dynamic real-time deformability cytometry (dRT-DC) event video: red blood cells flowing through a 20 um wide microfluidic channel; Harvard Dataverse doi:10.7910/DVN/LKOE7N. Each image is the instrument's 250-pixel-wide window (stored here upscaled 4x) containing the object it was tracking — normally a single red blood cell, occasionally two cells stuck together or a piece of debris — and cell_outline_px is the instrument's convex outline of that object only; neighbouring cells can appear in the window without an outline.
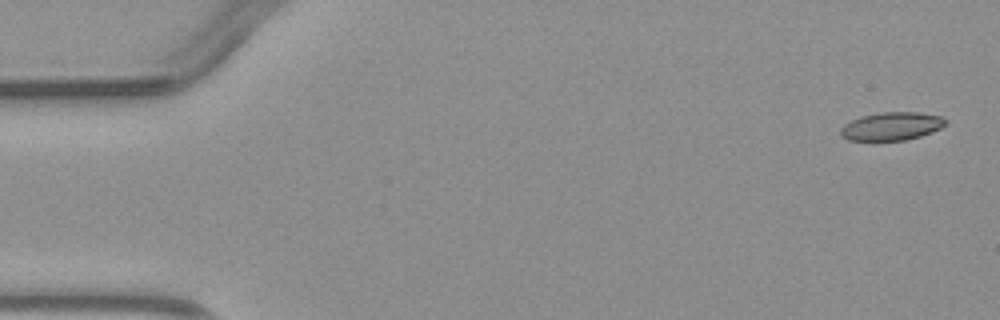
{"species": "common noctule bat (a hibernating species)", "species_latin": "Nyctalus noctula", "temperature_condition": "warm", "stored_images_in_passage": 3, "camera_frame_rate_fps": 3000, "um_per_image_px": 0.085, "animal": {"sex": "male", "body_mass_g": 23.1, "forearm_length_mm": 52.7}, "frame": {"image": 1, "passage_image": 1, "time_ms": 0.0, "image_size_px": [1000, 320], "cell_outline_px": [[948, 120], [940, 128], [932, 132], [920, 136], [904, 140], [872, 144], [848, 140], [840, 136], [840, 128], [844, 124], [860, 116], [880, 112], [920, 112], [940, 116]], "centroid_in_image_um": [75.7, 10.78], "position_along_channel_um": 9.3, "area_um2": 18.03}}